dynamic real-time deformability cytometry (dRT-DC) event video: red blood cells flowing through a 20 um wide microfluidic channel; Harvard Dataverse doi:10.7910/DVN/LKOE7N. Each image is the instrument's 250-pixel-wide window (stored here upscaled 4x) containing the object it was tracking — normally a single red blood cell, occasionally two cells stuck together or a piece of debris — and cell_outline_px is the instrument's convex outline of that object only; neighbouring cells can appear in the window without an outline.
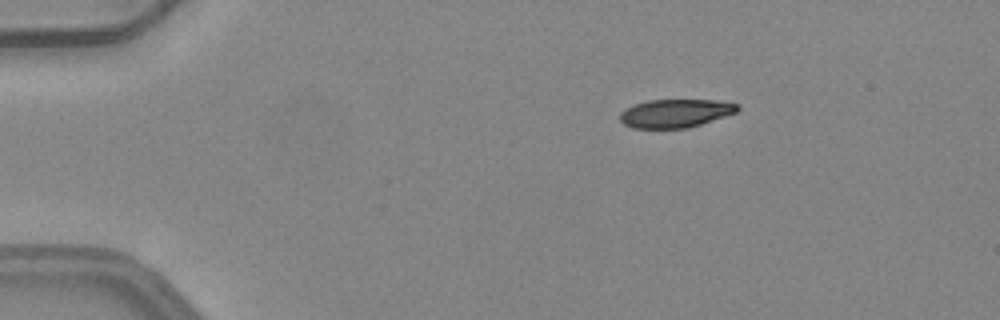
{"species": "common noctule bat (a hibernating species)", "species_latin": "Nyctalus noctula", "temperature_condition": "warm", "stored_images_in_passage": 4, "camera_frame_rate_fps": 3000, "um_per_image_px": 0.085, "animal": {"sex": "female", "body_mass_g": 24.6, "forearm_length_mm": 56.2}, "frame": {"image": 1, "passage_image": 2, "time_ms": 0.333, "image_size_px": [1000, 320], "cell_outline_px": [[740, 108], [736, 112], [688, 128], [632, 128], [624, 124], [620, 120], [620, 112], [624, 108], [648, 100], [716, 100], [740, 104]], "centroid_in_image_um": [57.39, 9.62], "position_along_channel_um": 27.6, "area_um2": 19.36}}